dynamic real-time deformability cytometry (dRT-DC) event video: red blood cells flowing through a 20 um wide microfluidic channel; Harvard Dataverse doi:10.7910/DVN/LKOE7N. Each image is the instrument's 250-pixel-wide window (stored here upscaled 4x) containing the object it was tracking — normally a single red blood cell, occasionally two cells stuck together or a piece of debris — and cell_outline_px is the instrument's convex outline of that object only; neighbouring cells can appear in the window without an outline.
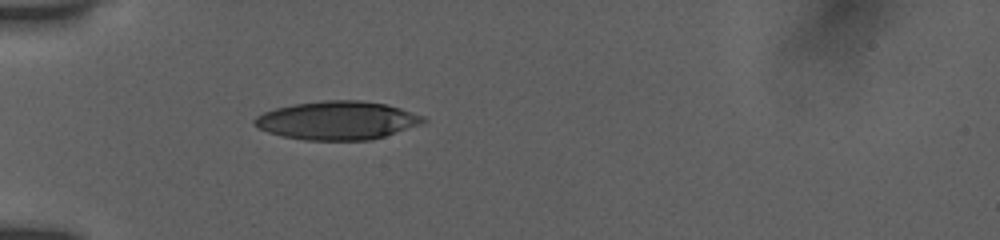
{"species": "human", "species_latin": "Homo sapiens", "temperature_condition": "room temperature", "stored_images_in_passage": 7, "camera_frame_rate_fps": 3000, "um_per_image_px": 0.085, "donor": {"sex": "female"}, "frame": {"image": 1, "passage_image": 1, "time_ms": 0.0, "image_size_px": [1000, 240], "cell_outline_px": [[428, 120], [424, 124], [384, 136], [368, 140], [304, 140], [280, 136], [256, 128], [252, 124], [252, 120], [256, 116], [264, 112], [276, 108], [296, 104], [324, 100], [360, 100], [388, 104], [424, 116]], "centroid_in_image_um": [28.67, 10.24], "position_along_channel_um": 56.3, "area_um2": 38.09}}
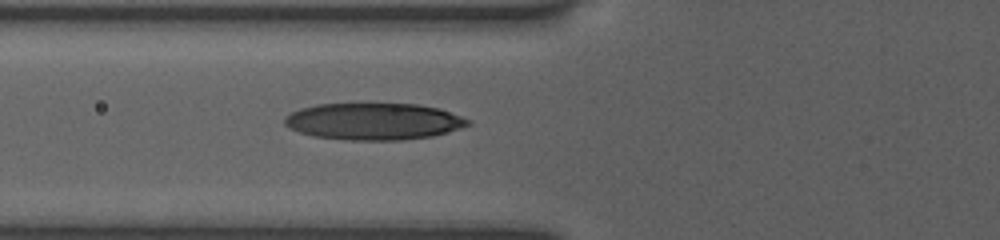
{"frame": {"image": 2, "passage_image": 5, "time_ms": 1.333, "image_size_px": [1000, 240], "cell_outline_px": [[472, 124], [448, 132], [432, 136], [400, 140], [344, 140], [312, 136], [288, 128], [284, 124], [284, 116], [300, 108], [316, 104], [420, 104], [440, 108], [472, 120]], "centroid_in_image_um": [31.77, 10.32], "position_along_channel_um": 94.0, "area_um2": 39.65}}
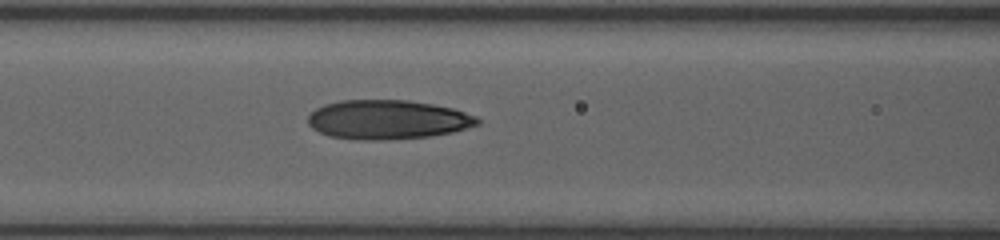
{"frame": {"image": 3, "passage_image": 7, "time_ms": 2.333, "image_size_px": [1000, 240], "cell_outline_px": [[480, 124], [452, 132], [428, 136], [380, 140], [356, 140], [328, 136], [312, 128], [308, 124], [308, 116], [316, 108], [324, 104], [340, 100], [408, 100], [432, 104], [452, 108], [476, 116], [480, 120]], "centroid_in_image_um": [32.92, 10.16], "position_along_channel_um": 133.7, "area_um2": 38.73}}